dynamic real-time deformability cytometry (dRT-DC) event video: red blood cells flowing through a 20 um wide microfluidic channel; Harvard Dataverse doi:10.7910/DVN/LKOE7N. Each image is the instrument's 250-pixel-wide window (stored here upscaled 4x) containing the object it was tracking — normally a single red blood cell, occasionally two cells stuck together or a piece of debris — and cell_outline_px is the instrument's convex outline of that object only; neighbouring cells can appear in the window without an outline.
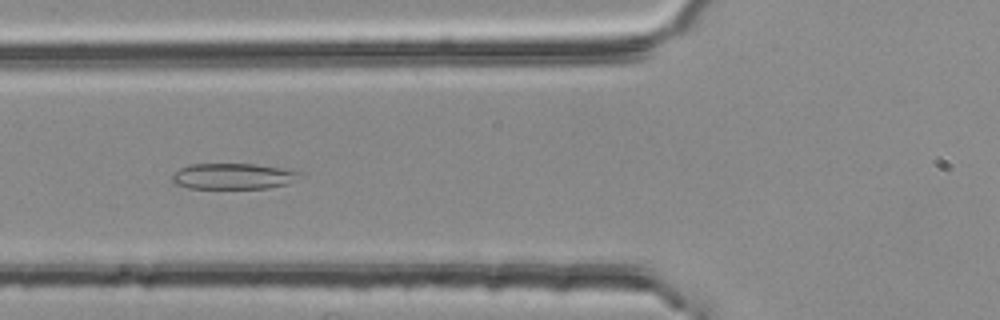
{"species": "common noctule bat (a hibernating species)", "species_latin": "Nyctalus noctula", "temperature_condition": "room temperature", "stored_images_in_passage": 53, "segment_of_instrument_passage": [2, 2], "camera_frame_rate_fps": 3000, "um_per_image_px": 0.085, "animal": {"sex": "female", "body_mass_g": 25.1}, "frame": {"image": 1, "passage_image": 21, "time_ms": 6.667, "image_size_px": [1000, 320], "cell_outline_px": [[300, 172], [288, 184], [268, 188], [188, 188], [176, 184], [172, 180], [172, 172], [188, 164], [256, 164], [280, 168]], "centroid_in_image_um": [19.72, 14.98], "position_along_channel_um": 106.1, "area_um2": 19.02}}
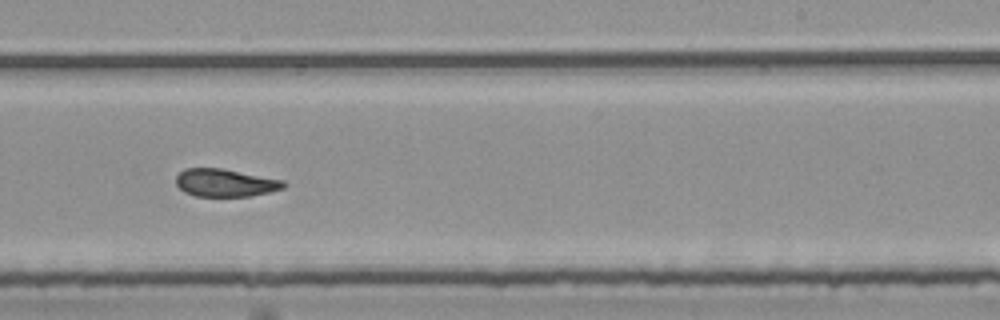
{"frame": {"image": 2, "passage_image": 34, "time_ms": 11.0, "image_size_px": [1000, 320], "cell_outline_px": [[288, 184], [284, 188], [252, 196], [196, 196], [184, 192], [176, 184], [176, 176], [184, 168], [220, 168], [284, 180]], "centroid_in_image_um": [19.15, 15.54], "position_along_channel_um": 269.8, "area_um2": 17.4}}
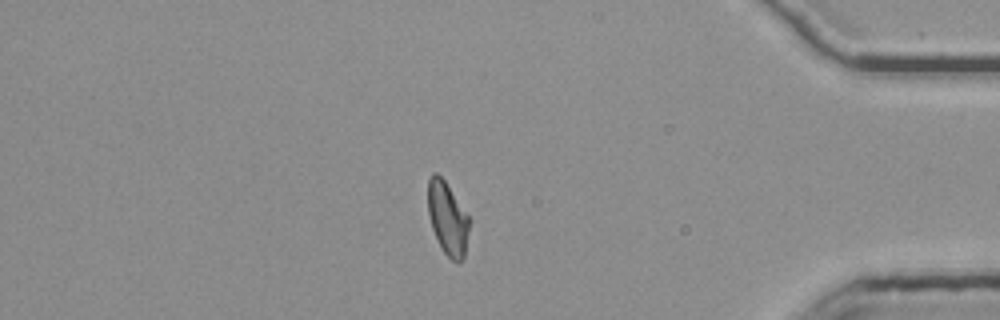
{"frame": {"image": 3, "passage_image": 47, "time_ms": 15.333, "image_size_px": [1000, 320], "cell_outline_px": [[472, 220], [464, 256], [456, 264], [444, 252], [432, 228], [428, 212], [428, 180], [432, 172], [436, 172], [444, 180]], "centroid_in_image_um": [38.07, 18.56], "position_along_channel_um": 397.1, "area_um2": 17.63}}